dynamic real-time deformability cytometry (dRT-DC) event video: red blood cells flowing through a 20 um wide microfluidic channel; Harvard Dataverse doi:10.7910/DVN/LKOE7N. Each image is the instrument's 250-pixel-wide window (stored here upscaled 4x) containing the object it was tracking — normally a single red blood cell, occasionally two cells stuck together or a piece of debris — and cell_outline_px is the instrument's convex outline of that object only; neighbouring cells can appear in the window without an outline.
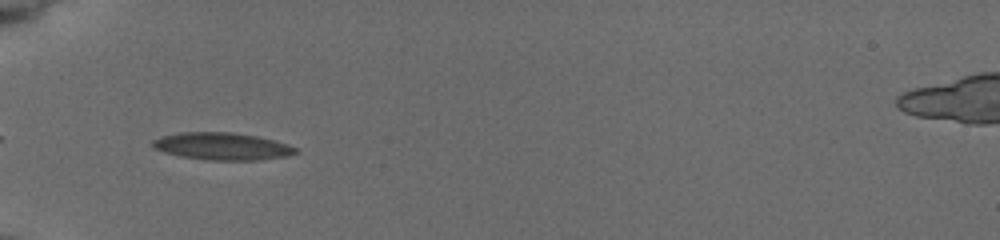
{"species": "common noctule bat (a hibernating species)", "species_latin": "Nyctalus noctula", "temperature_condition": "cold", "stored_images_in_passage": 51, "camera_frame_rate_fps": 3000, "um_per_image_px": 0.085, "animal": {"sex": "female", "body_mass_g": 19.5, "forearm_length_mm": 54.1}, "frame": {"image": 1, "passage_image": 1, "time_ms": 0.0, "image_size_px": [1000, 240], "cell_outline_px": [[300, 152], [288, 156], [260, 160], [204, 160], [180, 156], [164, 152], [152, 148], [152, 140], [160, 136], [180, 132], [232, 132], [256, 136], [272, 140], [296, 148]], "centroid_in_image_um": [18.84, 12.44], "position_along_channel_um": 66.2, "area_um2": 22.83}}
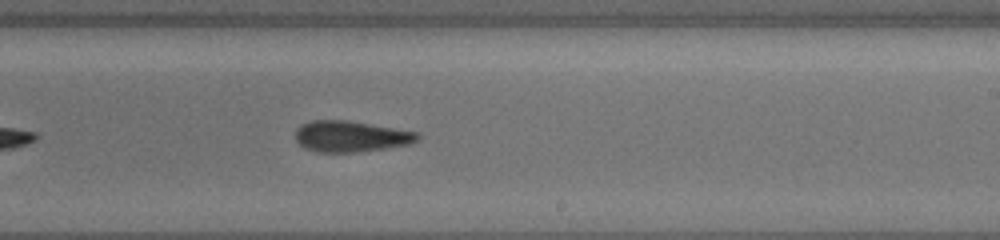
{"frame": {"image": 2, "passage_image": 27, "time_ms": 5.333, "image_size_px": [1000, 240], "cell_outline_px": [[420, 140], [412, 144], [384, 148], [352, 152], [320, 152], [304, 148], [296, 140], [296, 128], [300, 124], [312, 120], [348, 120], [420, 132]], "centroid_in_image_um": [29.85, 11.58], "position_along_channel_um": 259.1, "area_um2": 22.25}}
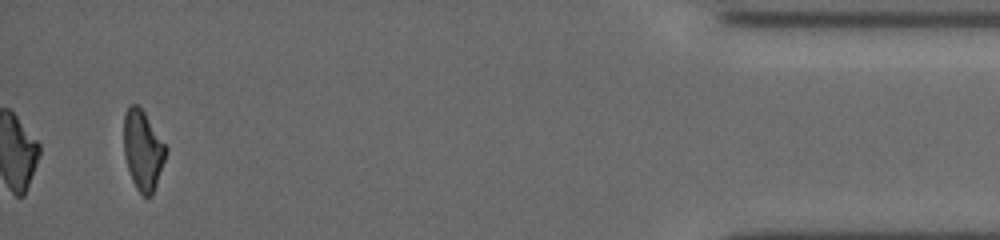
{"frame": {"image": 3, "passage_image": 51, "time_ms": 11.333, "image_size_px": [1000, 240], "cell_outline_px": [[168, 152], [152, 196], [144, 196], [136, 188], [132, 180], [124, 156], [124, 116], [128, 104], [136, 104], [144, 112], [168, 148]], "centroid_in_image_um": [12.15, 12.76], "position_along_channel_um": 423.0, "area_um2": 19.59}, "authors_computed_cell_mechanics": {"area_um2": 22.4842, "velocity_mm_per_s": 3.7594, "shape_relaxation_time_tau1_ms": 6.9948, "shape_relaxation_time_tau2_ms": 4.2303, "deformation_change_tau1": 0.1513, "deformation_change_tau2": 0.1279}}